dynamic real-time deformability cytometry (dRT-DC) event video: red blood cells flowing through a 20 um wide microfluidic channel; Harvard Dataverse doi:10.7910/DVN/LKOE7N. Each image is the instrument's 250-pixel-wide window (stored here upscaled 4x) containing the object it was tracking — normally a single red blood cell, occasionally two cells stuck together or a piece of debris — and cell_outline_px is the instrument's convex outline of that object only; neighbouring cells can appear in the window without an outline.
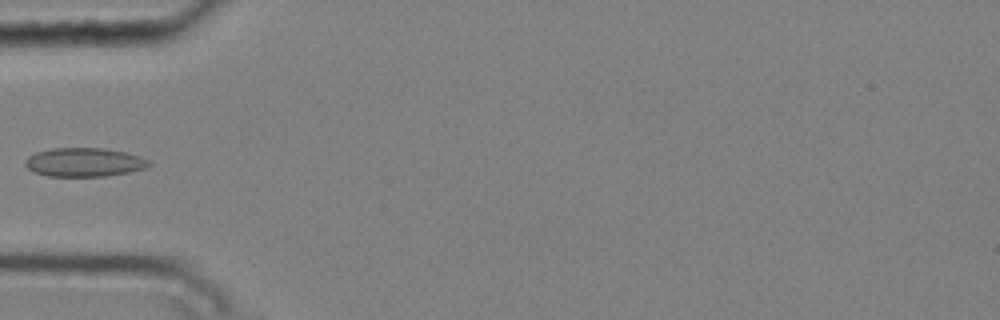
{"species": "common noctule bat (a hibernating species)", "species_latin": "Nyctalus noctula", "temperature_condition": "cold", "stored_images_in_passage": 5, "camera_frame_rate_fps": 3000, "um_per_image_px": 0.085, "animal": {"sex": "male", "body_mass_g": 20.4}, "frame": {"image": 1, "passage_image": 4, "time_ms": 1.0, "image_size_px": [1000, 320], "cell_outline_px": [[152, 164], [144, 168], [128, 172], [104, 176], [48, 176], [36, 172], [28, 168], [24, 164], [24, 160], [28, 156], [36, 152], [52, 148], [104, 148], [124, 152], [140, 156], [148, 160]], "centroid_in_image_um": [7.14, 13.78], "position_along_channel_um": 77.9, "area_um2": 20.63}}
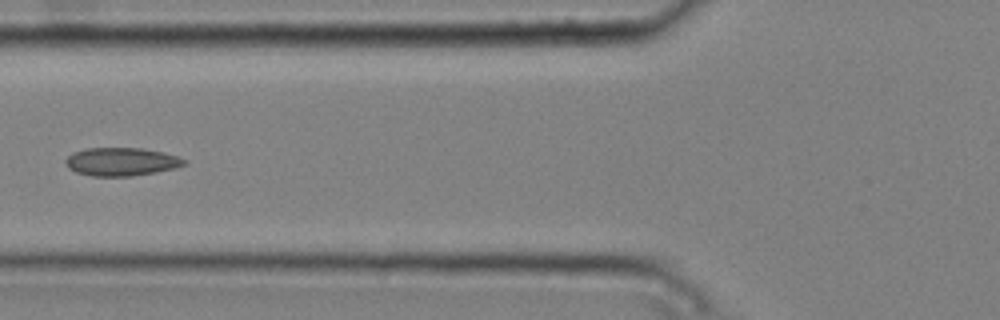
{"frame": {"image": 2, "passage_image": 5, "time_ms": 1.333, "image_size_px": [1000, 320], "cell_outline_px": [[188, 164], [176, 168], [156, 172], [132, 176], [92, 176], [76, 172], [68, 168], [64, 160], [72, 152], [84, 148], [140, 148], [164, 152], [188, 160]], "centroid_in_image_um": [10.33, 13.74], "position_along_channel_um": 115.5, "area_um2": 19.71}}